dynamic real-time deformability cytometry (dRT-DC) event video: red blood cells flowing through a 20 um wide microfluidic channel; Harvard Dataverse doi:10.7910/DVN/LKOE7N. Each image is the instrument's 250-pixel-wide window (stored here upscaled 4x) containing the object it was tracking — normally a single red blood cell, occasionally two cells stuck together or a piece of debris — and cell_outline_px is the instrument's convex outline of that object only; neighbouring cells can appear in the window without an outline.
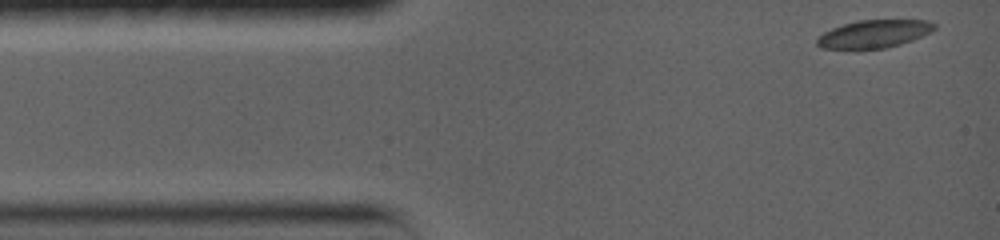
{"species": "common noctule bat (a hibernating species)", "species_latin": "Nyctalus noctula", "temperature_condition": "warm", "stored_images_in_passage": 40, "camera_frame_rate_fps": 5000, "um_per_image_px": 0.085, "animal": {"sex": "female", "body_mass_g": 19.0, "forearm_length_mm": 56.7}, "frame": {"image": 1, "passage_image": 1, "time_ms": 0.0, "image_size_px": [1000, 240], "cell_outline_px": [[936, 28], [932, 32], [912, 40], [900, 44], [884, 48], [820, 48], [816, 44], [816, 40], [824, 32], [832, 28], [844, 24], [860, 20], [928, 20], [936, 24]], "centroid_in_image_um": [74.33, 2.87], "position_along_channel_um": 10.7, "area_um2": 18.84}}
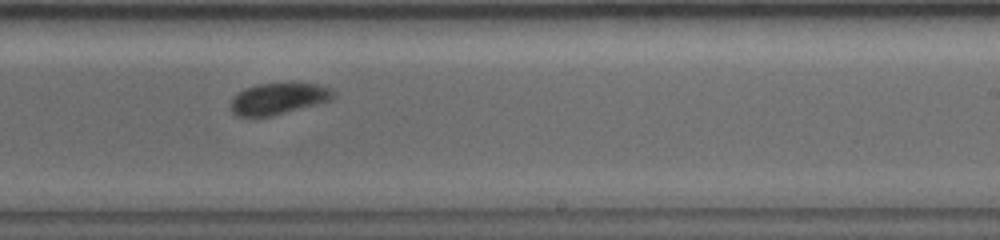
{"frame": {"image": 2, "passage_image": 26, "time_ms": 9.0, "image_size_px": [1000, 240], "cell_outline_px": [[336, 96], [332, 100], [272, 116], [236, 116], [228, 108], [228, 104], [244, 88], [256, 84], [292, 80], [316, 84], [332, 88], [336, 92]], "centroid_in_image_um": [23.7, 8.34], "position_along_channel_um": 265.3, "area_um2": 19.65}}
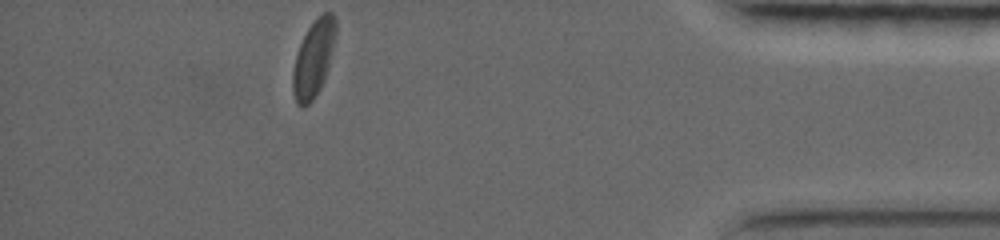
{"frame": {"image": 3, "passage_image": 40, "time_ms": 14.4, "image_size_px": [1000, 240], "cell_outline_px": [[336, 32], [332, 52], [324, 80], [320, 88], [312, 100], [308, 104], [296, 104], [292, 92], [292, 72], [296, 56], [300, 44], [308, 28], [316, 16], [324, 12], [332, 12], [336, 16]], "centroid_in_image_um": [26.65, 4.93], "position_along_channel_um": 408.5, "area_um2": 19.13}, "authors_computed_cell_mechanics": {"area_um2": 19.5364, "velocity_mm_per_s": 3.5451, "shape_relaxation_time_tau1_ms": 2.3184, "shape_relaxation_time_tau2_ms": 11.0163, "deformation_change_tau1": 0.094, "deformation_change_tau2": 0.1202}}